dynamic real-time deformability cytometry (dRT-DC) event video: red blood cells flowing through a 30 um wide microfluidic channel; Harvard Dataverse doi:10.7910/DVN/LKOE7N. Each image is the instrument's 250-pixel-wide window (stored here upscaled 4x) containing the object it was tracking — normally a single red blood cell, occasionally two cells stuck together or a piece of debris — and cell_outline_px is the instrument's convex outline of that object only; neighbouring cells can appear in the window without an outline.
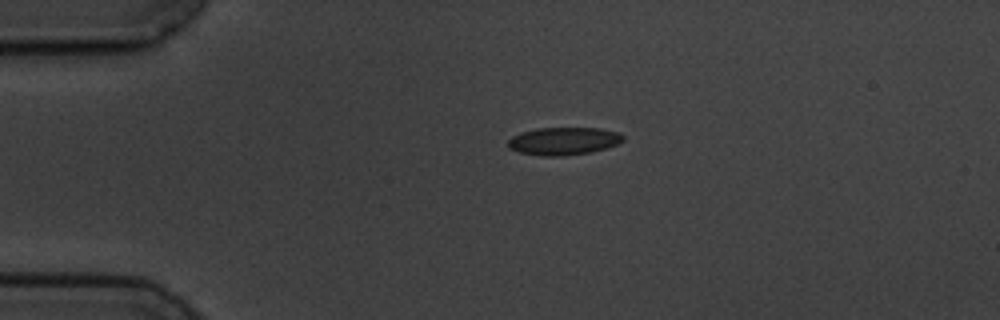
{"species": "common noctule bat (a hibernating species)", "species_latin": "Nyctalus noctula", "temperature_condition": "cold", "stored_images_in_passage": 2, "camera_frame_rate_fps": 3000, "um_per_image_px": 0.085, "animal": {"sex": "male", "body_mass_g": 19.5, "forearm_length_mm": 54.6}, "frame": {"image": 1, "passage_image": 1, "time_ms": 0.0, "image_size_px": [1000, 320], "cell_outline_px": [[624, 140], [608, 148], [592, 152], [564, 156], [540, 156], [520, 152], [508, 148], [508, 140], [512, 136], [520, 132], [536, 128], [600, 128], [620, 132], [624, 136]], "centroid_in_image_um": [47.92, 11.99], "position_along_channel_um": 37.1, "area_um2": 18.84}}